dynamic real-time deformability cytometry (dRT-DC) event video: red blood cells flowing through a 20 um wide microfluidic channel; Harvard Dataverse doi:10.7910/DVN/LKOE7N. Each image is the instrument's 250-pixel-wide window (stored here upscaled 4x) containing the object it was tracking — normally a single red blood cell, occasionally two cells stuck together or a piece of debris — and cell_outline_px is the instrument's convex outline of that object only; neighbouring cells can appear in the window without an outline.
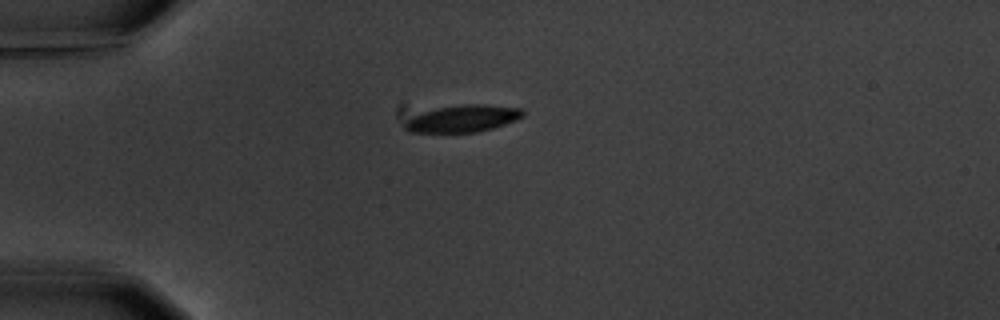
{"species": "common noctule bat (a hibernating species)", "species_latin": "Nyctalus noctula", "temperature_condition": "warm", "stored_images_in_passage": 5, "camera_frame_rate_fps": 3000, "um_per_image_px": 0.085, "animal": {"sex": "male", "body_mass_g": 20.1, "forearm_length_mm": 53.5}, "frame": {"image": 1, "passage_image": 1, "time_ms": 0.0, "image_size_px": [1000, 320], "cell_outline_px": [[524, 116], [516, 120], [492, 128], [476, 132], [408, 132], [404, 128], [404, 124], [412, 116], [436, 108], [460, 104], [484, 104], [524, 108]], "centroid_in_image_um": [39.37, 10.07], "position_along_channel_um": 45.6, "area_um2": 18.55}}
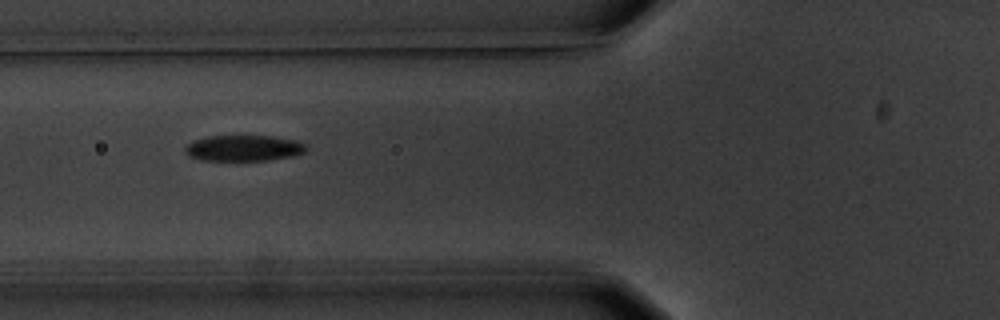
{"frame": {"image": 2, "passage_image": 3, "time_ms": 2.333, "image_size_px": [1000, 320], "cell_outline_px": [[308, 148], [304, 152], [296, 156], [268, 160], [200, 160], [188, 156], [184, 152], [184, 148], [192, 140], [208, 136], [272, 136], [296, 140], [308, 144]], "centroid_in_image_um": [20.73, 12.59], "position_along_channel_um": 105.1, "area_um2": 18.55}}